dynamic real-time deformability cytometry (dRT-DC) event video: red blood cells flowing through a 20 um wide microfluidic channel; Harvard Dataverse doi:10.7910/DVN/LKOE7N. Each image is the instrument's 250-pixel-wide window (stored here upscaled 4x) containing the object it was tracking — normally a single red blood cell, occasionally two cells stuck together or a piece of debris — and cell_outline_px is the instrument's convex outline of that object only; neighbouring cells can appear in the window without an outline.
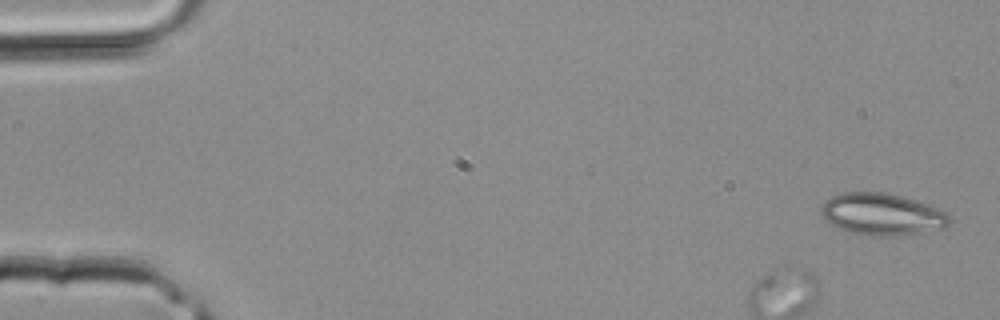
{"species": "common noctule bat (a hibernating species)", "species_latin": "Nyctalus noctula", "temperature_condition": "room temperature", "stored_images_in_passage": 5, "camera_frame_rate_fps": 3000, "um_per_image_px": 0.085, "animal": {"sex": "male", "body_mass_g": 20.4}, "frame": {"image": 1, "passage_image": 1, "time_ms": 0.0, "image_size_px": [1000, 320], "cell_outline_px": [[952, 224], [940, 228], [916, 232], [888, 236], [868, 236], [848, 232], [828, 224], [820, 212], [824, 200], [832, 196], [844, 192], [884, 192], [900, 196], [940, 208], [948, 216]], "centroid_in_image_um": [74.9, 18.21], "position_along_channel_um": 10.1, "area_um2": 31.15}}